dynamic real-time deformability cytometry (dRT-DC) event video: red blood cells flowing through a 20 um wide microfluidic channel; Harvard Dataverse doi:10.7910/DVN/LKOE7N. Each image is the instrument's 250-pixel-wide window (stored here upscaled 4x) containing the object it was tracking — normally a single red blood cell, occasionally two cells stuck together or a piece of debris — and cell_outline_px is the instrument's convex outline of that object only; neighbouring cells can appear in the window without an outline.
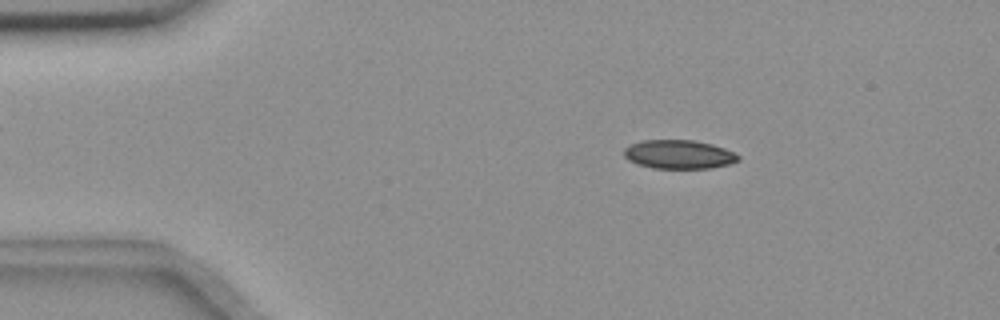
{"species": "common noctule bat (a hibernating species)", "species_latin": "Nyctalus noctula", "temperature_condition": "room temperature", "stored_images_in_passage": 55, "camera_frame_rate_fps": 3000, "um_per_image_px": 0.085, "animal": {"sex": "female", "body_mass_g": 18.4}, "frame": {"image": 1, "passage_image": 9, "time_ms": 2.667, "image_size_px": [1000, 320], "cell_outline_px": [[740, 160], [728, 164], [712, 168], [652, 168], [636, 164], [628, 160], [624, 156], [624, 148], [628, 144], [640, 140], [692, 140], [712, 144], [724, 148], [740, 156]], "centroid_in_image_um": [57.65, 13.12], "position_along_channel_um": 27.3, "area_um2": 19.31}}
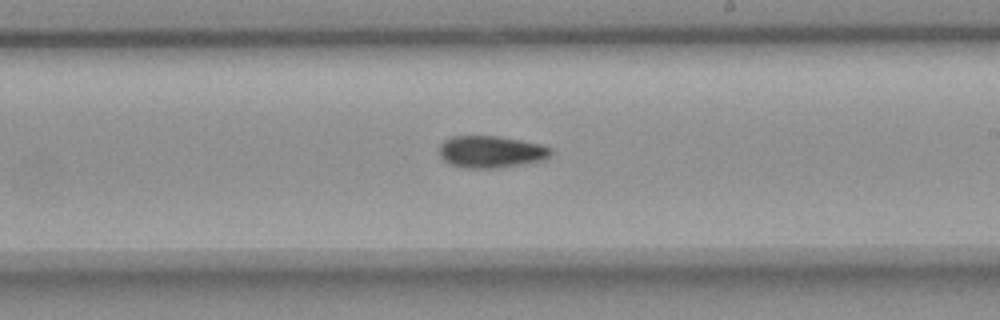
{"frame": {"image": 2, "passage_image": 32, "time_ms": 10.333, "image_size_px": [1000, 320], "cell_outline_px": [[552, 152], [544, 160], [496, 168], [468, 168], [448, 164], [440, 156], [440, 144], [444, 140], [452, 136], [496, 136], [520, 140], [540, 144], [552, 148]], "centroid_in_image_um": [41.71, 12.9], "position_along_channel_um": 247.3, "area_um2": 20.69}}
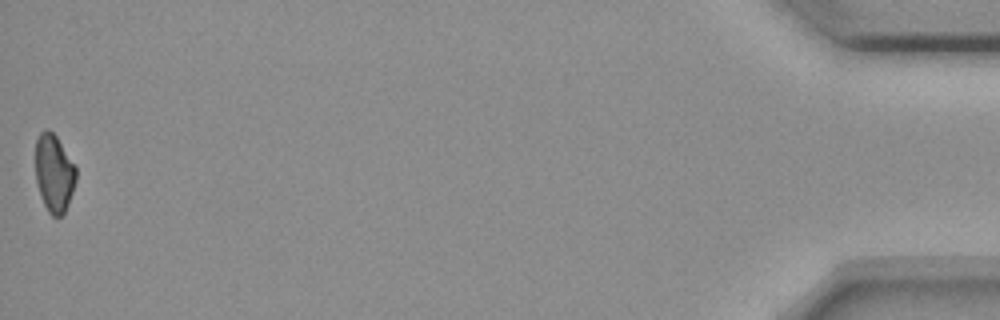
{"frame": {"image": 3, "passage_image": 55, "time_ms": 18.0, "image_size_px": [1000, 320], "cell_outline_px": [[76, 180], [68, 204], [64, 212], [60, 216], [52, 216], [48, 212], [40, 196], [36, 180], [36, 140], [40, 132], [44, 128], [48, 128], [56, 136], [76, 168]], "centroid_in_image_um": [4.58, 14.71], "position_along_channel_um": 430.6, "area_um2": 18.21}}